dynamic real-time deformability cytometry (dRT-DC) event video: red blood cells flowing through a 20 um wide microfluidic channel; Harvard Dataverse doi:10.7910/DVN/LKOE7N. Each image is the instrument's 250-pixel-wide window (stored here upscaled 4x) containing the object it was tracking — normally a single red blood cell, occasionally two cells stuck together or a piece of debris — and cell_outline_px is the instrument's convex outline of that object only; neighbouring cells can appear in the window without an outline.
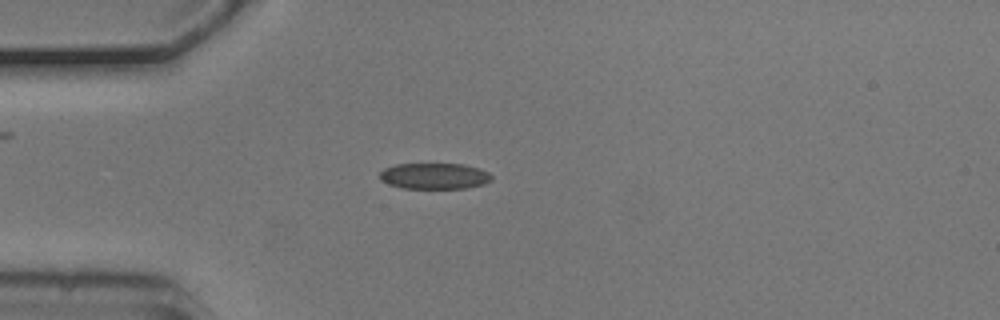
{"species": "common noctule bat (a hibernating species)", "species_latin": "Nyctalus noctula", "temperature_condition": "cold", "stored_images_in_passage": 1, "camera_frame_rate_fps": 3000, "um_per_image_px": 0.085, "animal": {"sex": "male", "body_mass_g": 20.5, "forearm_length_mm": 52.5}, "frame": {"image": 1, "passage_image": 1, "time_ms": 0.0, "image_size_px": [1000, 320], "cell_outline_px": [[492, 180], [484, 184], [468, 188], [404, 188], [388, 184], [380, 180], [380, 172], [384, 168], [396, 164], [464, 164], [480, 168], [488, 172], [492, 176]], "centroid_in_image_um": [36.94, 14.96], "position_along_channel_um": 48.1, "area_um2": 17.05}}